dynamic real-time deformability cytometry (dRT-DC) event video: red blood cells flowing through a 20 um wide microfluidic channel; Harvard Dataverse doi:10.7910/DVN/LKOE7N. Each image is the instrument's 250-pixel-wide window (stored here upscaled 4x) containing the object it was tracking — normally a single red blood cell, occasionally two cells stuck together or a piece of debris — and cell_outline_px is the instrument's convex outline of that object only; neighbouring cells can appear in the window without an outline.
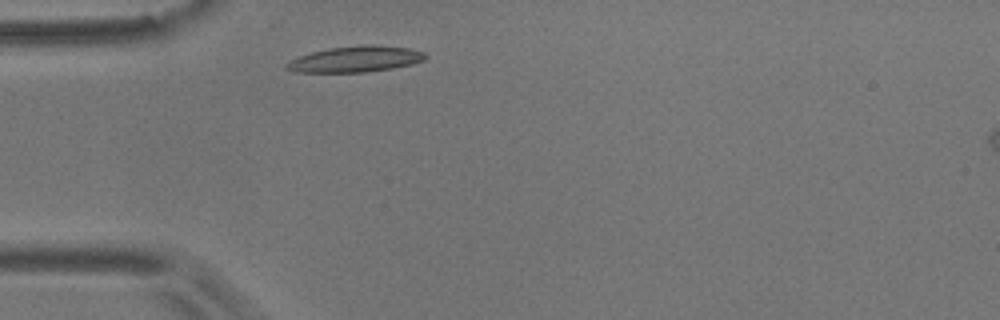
{"species": "common noctule bat (a hibernating species)", "species_latin": "Nyctalus noctula", "temperature_condition": "room temperature", "stored_images_in_passage": 1, "camera_frame_rate_fps": 3000, "um_per_image_px": 0.085, "animal": {"sex": "male", "body_mass_g": 17.9}, "frame": {"image": 1, "passage_image": 1, "time_ms": 0.0, "image_size_px": [1000, 320], "cell_outline_px": [[428, 56], [424, 60], [412, 64], [392, 68], [364, 72], [296, 72], [284, 68], [284, 64], [300, 56], [312, 52], [332, 48], [364, 44], [376, 44], [408, 48], [424, 52]], "centroid_in_image_um": [30.24, 5.02], "position_along_channel_um": 54.8, "area_um2": 20.92}}